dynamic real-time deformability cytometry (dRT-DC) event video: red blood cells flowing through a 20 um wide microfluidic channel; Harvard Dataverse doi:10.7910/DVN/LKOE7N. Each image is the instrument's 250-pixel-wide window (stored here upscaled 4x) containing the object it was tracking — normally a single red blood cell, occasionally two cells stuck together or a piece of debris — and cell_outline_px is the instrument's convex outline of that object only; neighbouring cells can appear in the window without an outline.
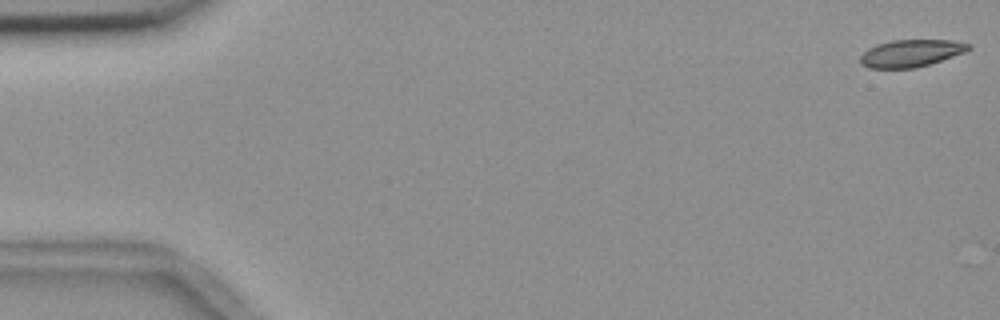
{"species": "common noctule bat (a hibernating species)", "species_latin": "Nyctalus noctula", "temperature_condition": "room temperature", "stored_images_in_passage": 13, "camera_frame_rate_fps": 3000, "um_per_image_px": 0.085, "animal": {"sex": "female", "body_mass_g": 18.4}, "frame": {"image": 1, "passage_image": 1, "time_ms": 0.0, "image_size_px": [1000, 320], "cell_outline_px": [[972, 48], [964, 52], [916, 68], [868, 68], [860, 64], [860, 56], [868, 48], [876, 44], [892, 40], [952, 40], [972, 44]], "centroid_in_image_um": [77.41, 4.52], "position_along_channel_um": 7.6, "area_um2": 17.17}}